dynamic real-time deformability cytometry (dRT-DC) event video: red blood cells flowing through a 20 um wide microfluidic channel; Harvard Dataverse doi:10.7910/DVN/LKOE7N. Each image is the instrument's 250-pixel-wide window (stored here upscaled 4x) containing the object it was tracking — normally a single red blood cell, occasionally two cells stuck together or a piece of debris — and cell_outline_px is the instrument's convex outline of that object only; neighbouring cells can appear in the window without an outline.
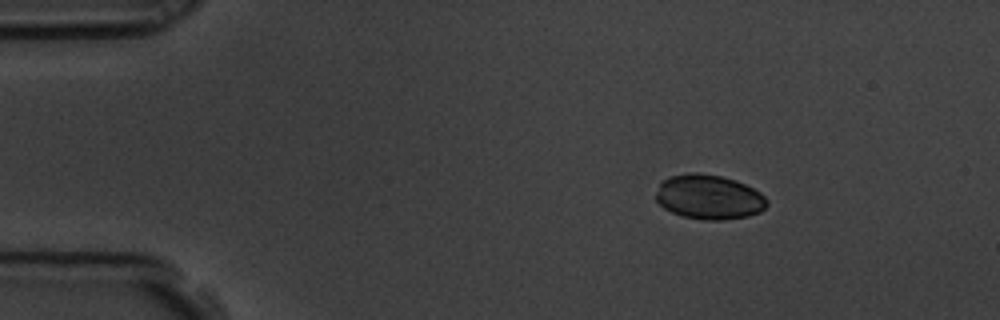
{"species": "common noctule bat (a hibernating species)", "species_latin": "Nyctalus noctula", "temperature_condition": "room temperature", "stored_images_in_passage": 3, "camera_frame_rate_fps": 3000, "um_per_image_px": 0.085, "animal": {"sex": "male", "body_mass_g": 19.5, "forearm_length_mm": 54.6}, "frame": {"image": 1, "passage_image": 1, "time_ms": 0.0, "image_size_px": [1000, 320], "cell_outline_px": [[768, 204], [760, 212], [748, 216], [724, 220], [704, 220], [684, 216], [672, 212], [664, 208], [656, 200], [656, 192], [660, 180], [668, 176], [692, 172], [696, 172], [720, 176], [736, 180], [760, 192], [768, 200]], "centroid_in_image_um": [60.24, 16.74], "position_along_channel_um": 24.8, "area_um2": 29.02}}